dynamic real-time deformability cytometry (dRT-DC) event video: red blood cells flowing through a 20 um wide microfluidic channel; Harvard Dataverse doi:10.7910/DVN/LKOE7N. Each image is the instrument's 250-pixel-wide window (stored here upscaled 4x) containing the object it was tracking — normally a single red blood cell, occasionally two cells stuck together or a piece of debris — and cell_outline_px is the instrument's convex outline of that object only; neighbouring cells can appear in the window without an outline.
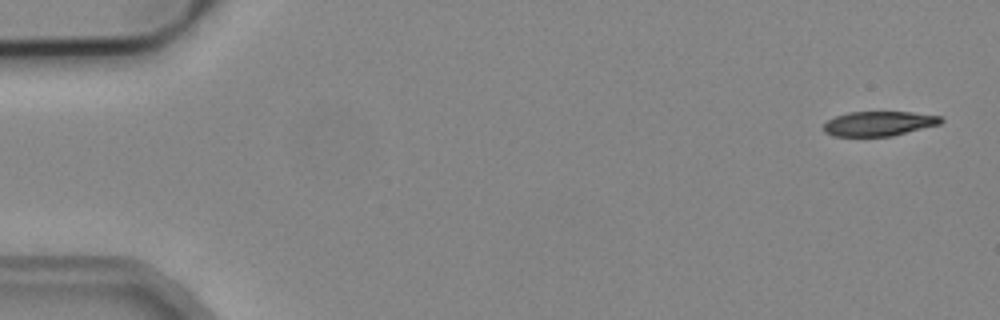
{"species": "common noctule bat (a hibernating species)", "species_latin": "Nyctalus noctula", "temperature_condition": "cold", "stored_images_in_passage": 6, "camera_frame_rate_fps": 3000, "um_per_image_px": 0.085, "animal": {"sex": "male", "body_mass_g": 19.2, "forearm_length_mm": 51.8}, "frame": {"image": 1, "passage_image": 1, "time_ms": 0.0, "image_size_px": [1000, 320], "cell_outline_px": [[944, 120], [940, 124], [892, 136], [832, 136], [824, 132], [824, 124], [828, 120], [836, 116], [848, 112], [912, 112], [940, 116]], "centroid_in_image_um": [74.7, 10.5], "position_along_channel_um": 10.3, "area_um2": 16.82}}
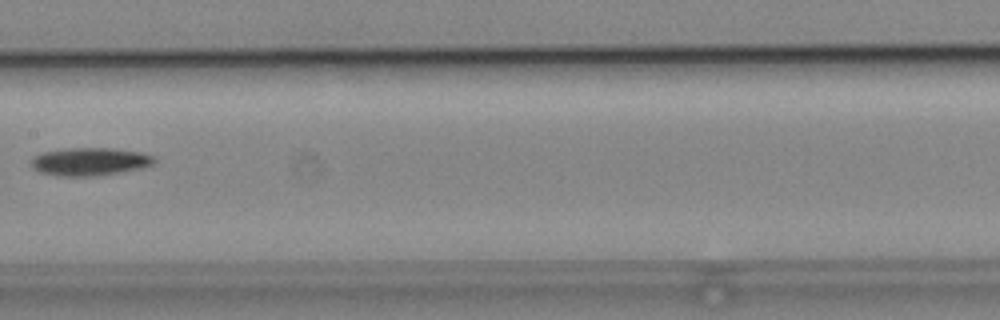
{"frame": {"image": 2, "passage_image": 5, "time_ms": 1.333, "image_size_px": [1000, 320], "cell_outline_px": [[156, 160], [152, 164], [140, 168], [120, 172], [96, 176], [56, 176], [40, 172], [32, 168], [32, 156], [40, 152], [64, 148], [112, 148], [140, 152], [152, 156]], "centroid_in_image_um": [7.57, 13.73], "position_along_channel_um": 199.8, "area_um2": 20.11}}
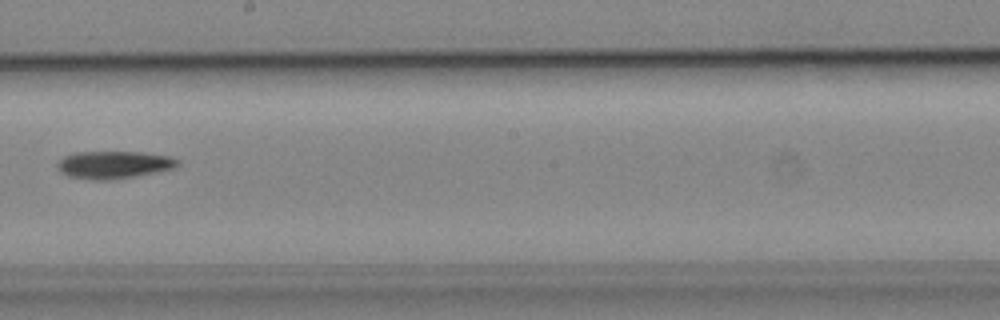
{"frame": {"image": 3, "passage_image": 6, "time_ms": 1.667, "image_size_px": [1000, 320], "cell_outline_px": [[180, 164], [176, 168], [136, 176], [112, 180], [92, 180], [68, 176], [56, 164], [64, 156], [72, 152], [144, 152], [172, 156], [180, 160]], "centroid_in_image_um": [9.75, 13.99], "position_along_channel_um": 238.5, "area_um2": 19.48}}